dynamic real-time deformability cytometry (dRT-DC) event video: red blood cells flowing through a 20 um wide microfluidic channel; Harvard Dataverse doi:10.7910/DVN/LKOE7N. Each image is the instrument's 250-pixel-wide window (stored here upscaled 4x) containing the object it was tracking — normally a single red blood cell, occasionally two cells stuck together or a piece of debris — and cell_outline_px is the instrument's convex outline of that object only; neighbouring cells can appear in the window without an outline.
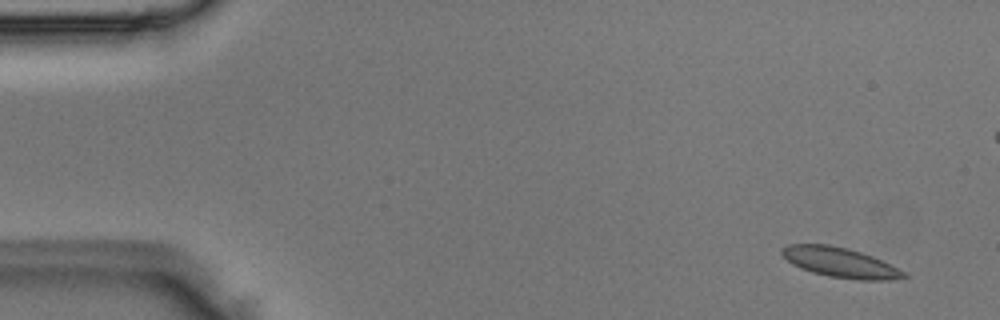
{"species": "Egyptian fruit bat (a non-hibernating species)", "species_latin": "Rousettus aegyptiacus", "temperature_condition": "room temperature", "stored_images_in_passage": 5, "camera_frame_rate_fps": 3000, "um_per_image_px": 0.085, "animal": {"sex": "male"}, "frame": {"image": 1, "passage_image": 1, "time_ms": 0.0, "image_size_px": [1000, 320], "cell_outline_px": [[908, 276], [888, 280], [860, 280], [828, 276], [812, 272], [800, 268], [792, 264], [780, 252], [780, 248], [788, 244], [828, 244], [848, 248], [872, 256], [904, 272]], "centroid_in_image_um": [71.35, 22.3], "position_along_channel_um": 13.7, "area_um2": 20.98}}